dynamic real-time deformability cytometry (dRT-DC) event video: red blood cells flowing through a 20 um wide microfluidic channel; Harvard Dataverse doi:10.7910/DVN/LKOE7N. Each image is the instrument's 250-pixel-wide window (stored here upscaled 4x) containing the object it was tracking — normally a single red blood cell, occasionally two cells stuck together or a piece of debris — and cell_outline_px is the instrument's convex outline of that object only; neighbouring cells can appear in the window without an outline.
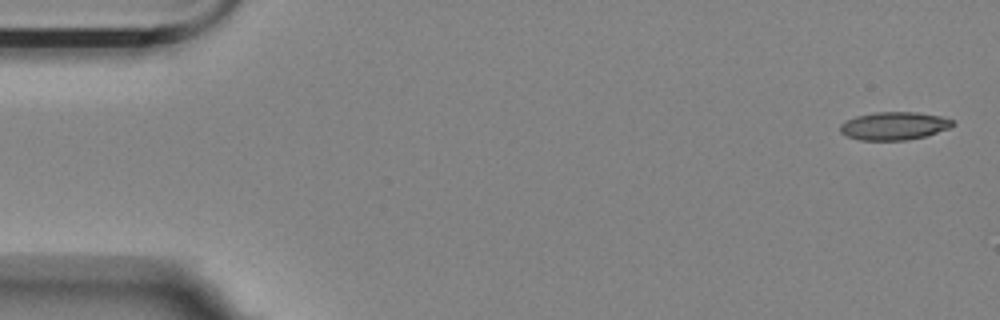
{"species": "Egyptian fruit bat (a non-hibernating species)", "species_latin": "Rousettus aegyptiacus", "temperature_condition": "room temperature", "stored_images_in_passage": 4, "camera_frame_rate_fps": 3000, "um_per_image_px": 0.085, "animal": {"sex": "female"}, "frame": {"image": 1, "passage_image": 1, "time_ms": 0.0, "image_size_px": [1000, 320], "cell_outline_px": [[956, 124], [952, 128], [924, 136], [908, 140], [860, 140], [848, 136], [840, 132], [840, 124], [844, 120], [856, 116], [876, 112], [916, 112], [940, 116], [952, 120]], "centroid_in_image_um": [76.0, 10.7], "position_along_channel_um": 9.0, "area_um2": 18.44}}
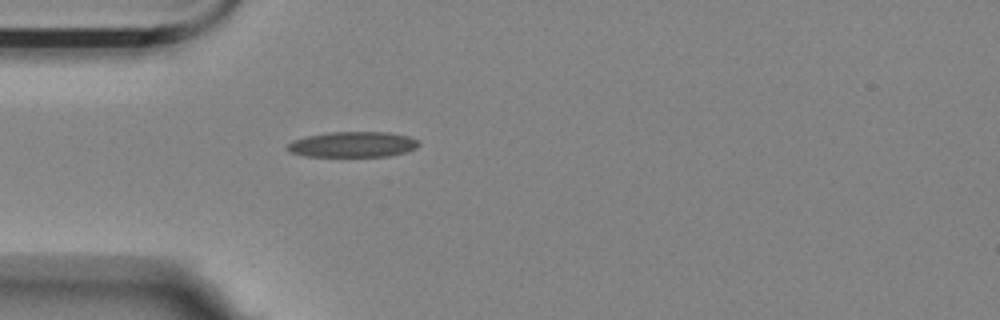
{"frame": {"image": 2, "passage_image": 4, "time_ms": 1.0, "image_size_px": [1000, 320], "cell_outline_px": [[420, 144], [416, 148], [404, 152], [388, 156], [304, 156], [288, 152], [284, 148], [292, 140], [308, 136], [332, 132], [388, 132], [408, 136], [420, 140]], "centroid_in_image_um": [29.97, 12.28], "position_along_channel_um": 55.0, "area_um2": 19.59}}